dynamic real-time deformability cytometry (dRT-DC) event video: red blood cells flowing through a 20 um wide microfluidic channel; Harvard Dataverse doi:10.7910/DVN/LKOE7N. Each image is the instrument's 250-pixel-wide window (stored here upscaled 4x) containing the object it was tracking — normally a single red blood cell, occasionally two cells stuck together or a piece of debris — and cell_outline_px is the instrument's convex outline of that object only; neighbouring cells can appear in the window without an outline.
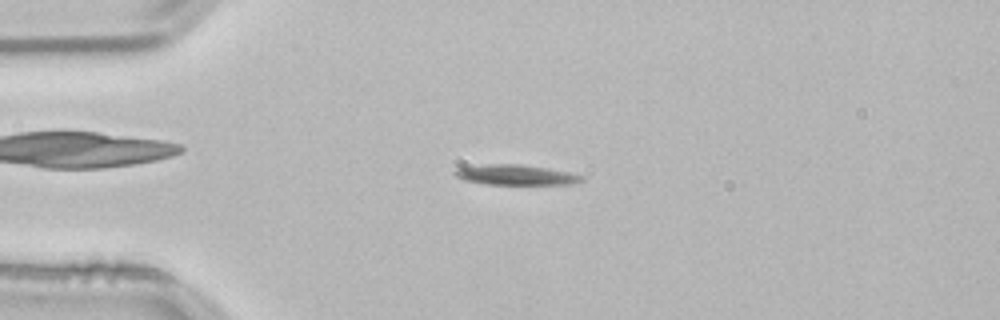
{"species": "common noctule bat (a hibernating species)", "species_latin": "Nyctalus noctula", "temperature_condition": "room temperature", "stored_images_in_passage": 53, "camera_frame_rate_fps": 3000, "um_per_image_px": 0.085, "animal": {"sex": "male", "body_mass_g": 21.5, "forearm_length_mm": 52.0}, "frame": {"image": 1, "passage_image": 12, "time_ms": 3.667, "image_size_px": [1000, 320], "cell_outline_px": [[584, 180], [572, 184], [484, 184], [464, 180], [456, 176], [452, 172], [456, 168], [492, 164], [520, 164], [548, 168], [568, 172], [584, 176]], "centroid_in_image_um": [43.84, 14.86], "position_along_channel_um": 41.2, "area_um2": 14.85}}
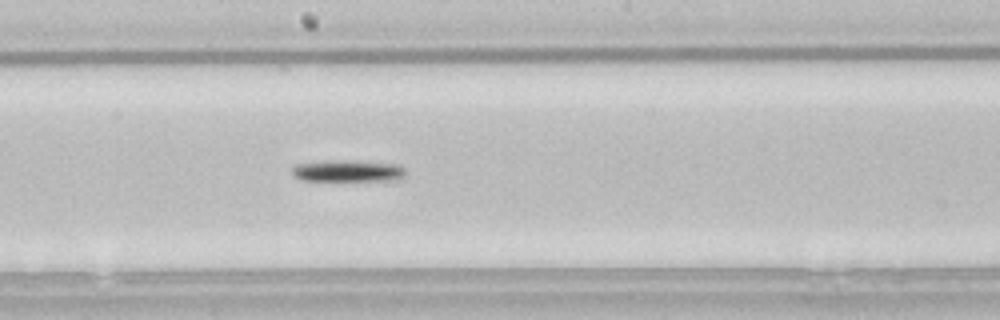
{"frame": {"image": 2, "passage_image": 28, "time_ms": 9.0, "image_size_px": [1000, 320], "cell_outline_px": [[404, 176], [396, 180], [300, 180], [292, 172], [292, 168], [296, 164], [340, 160], [392, 164], [404, 168]], "centroid_in_image_um": [29.54, 14.54], "position_along_channel_um": 218.7, "area_um2": 13.76}}
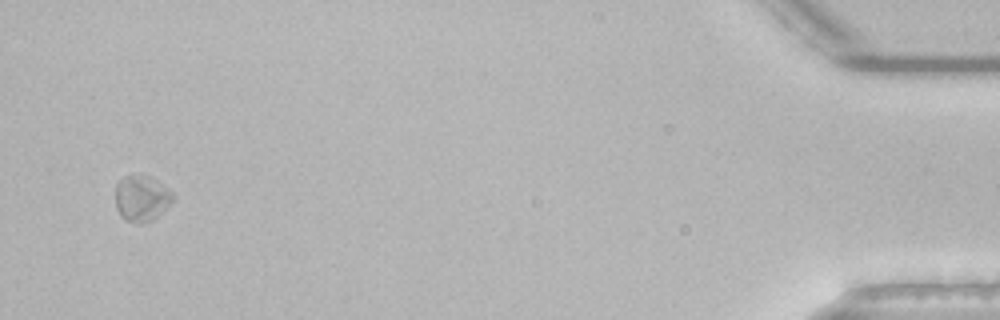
{"frame": {"image": 3, "passage_image": 51, "time_ms": 16.667, "image_size_px": [1000, 320], "cell_outline_px": [[176, 200], [152, 220], [140, 224], [136, 224], [124, 220], [120, 216], [116, 208], [116, 184], [124, 176], [148, 176], [156, 180], [172, 192], [176, 196]], "centroid_in_image_um": [12.05, 16.89], "position_along_channel_um": 423.2, "area_um2": 15.49}, "authors_computed_cell_mechanics": {"area_um2": 14.6812, "velocity_mm_per_s": 3.8004, "shape_relaxation_time_tau1_ms": 0.8044, "shape_relaxation_time_tau2_ms": null, "deformation_change_tau1": 0.0991, "deformation_change_tau2": null}}